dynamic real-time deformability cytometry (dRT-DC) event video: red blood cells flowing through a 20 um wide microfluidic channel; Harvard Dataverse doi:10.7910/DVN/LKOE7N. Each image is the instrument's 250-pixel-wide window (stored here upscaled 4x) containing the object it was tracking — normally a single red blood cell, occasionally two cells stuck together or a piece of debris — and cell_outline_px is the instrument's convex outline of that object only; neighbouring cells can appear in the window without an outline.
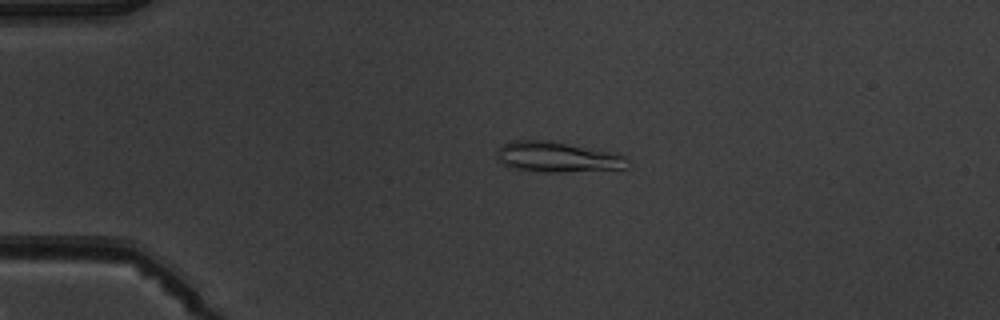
{"species": "common noctule bat (a hibernating species)", "species_latin": "Nyctalus noctula", "temperature_condition": "warm", "stored_images_in_passage": 3, "camera_frame_rate_fps": 3000, "um_per_image_px": 0.085, "animal": {"sex": "male", "body_mass_g": 19.5, "forearm_length_mm": 54.6}, "frame": {"image": 1, "passage_image": 2, "time_ms": 1.333, "image_size_px": [1000, 320], "cell_outline_px": [[628, 168], [560, 172], [544, 172], [516, 168], [504, 164], [496, 156], [496, 148], [500, 144], [516, 140], [548, 140], [608, 152], [624, 156], [628, 160]], "centroid_in_image_um": [47.32, 13.34], "position_along_channel_um": 37.7, "area_um2": 22.77}}